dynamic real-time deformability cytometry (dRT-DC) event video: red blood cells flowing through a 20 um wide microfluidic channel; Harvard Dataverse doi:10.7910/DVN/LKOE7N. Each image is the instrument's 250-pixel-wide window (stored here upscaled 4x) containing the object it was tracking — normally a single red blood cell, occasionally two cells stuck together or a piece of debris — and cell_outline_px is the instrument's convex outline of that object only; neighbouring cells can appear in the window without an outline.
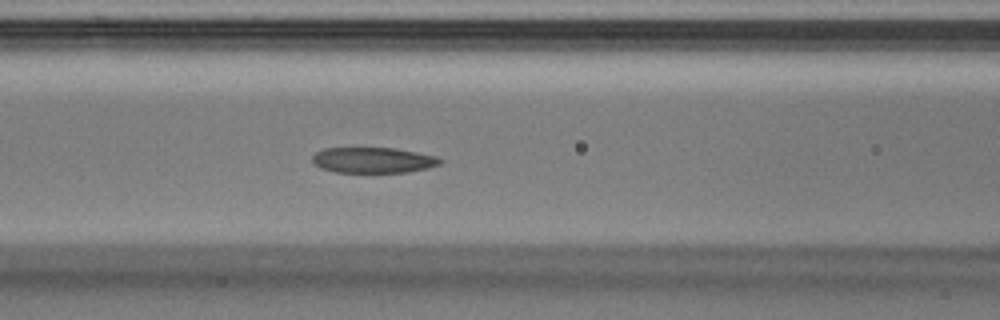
{"species": "Egyptian fruit bat (a non-hibernating species)", "species_latin": "Rousettus aegyptiacus", "temperature_condition": "warm", "stored_images_in_passage": 31, "camera_frame_rate_fps": 3000, "um_per_image_px": 0.085, "animal": {"sex": "male"}, "frame": {"image": 1, "passage_image": 7, "time_ms": 2.0, "image_size_px": [1000, 320], "cell_outline_px": [[444, 160], [440, 164], [428, 168], [408, 172], [336, 172], [320, 168], [312, 160], [312, 156], [316, 152], [324, 148], [396, 148], [436, 156]], "centroid_in_image_um": [31.73, 13.61], "position_along_channel_um": 134.9, "area_um2": 19.07}}
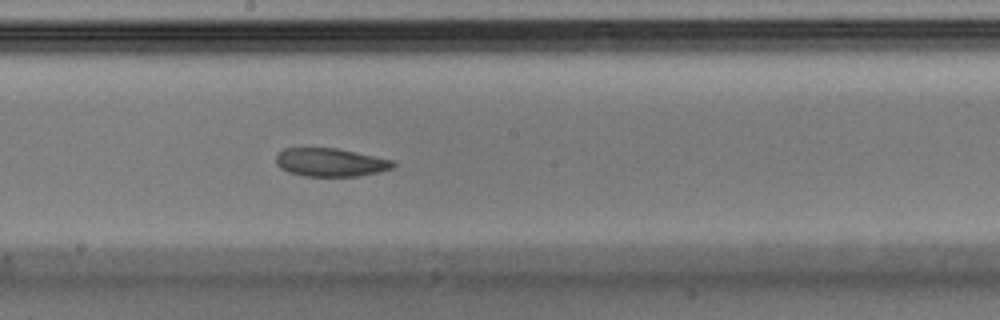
{"frame": {"image": 2, "passage_image": 12, "time_ms": 3.667, "image_size_px": [1000, 320], "cell_outline_px": [[396, 164], [392, 168], [380, 172], [360, 176], [304, 176], [288, 172], [280, 168], [276, 164], [276, 152], [284, 148], [336, 148], [396, 160]], "centroid_in_image_um": [28.1, 13.8], "position_along_channel_um": 220.1, "area_um2": 19.59}}
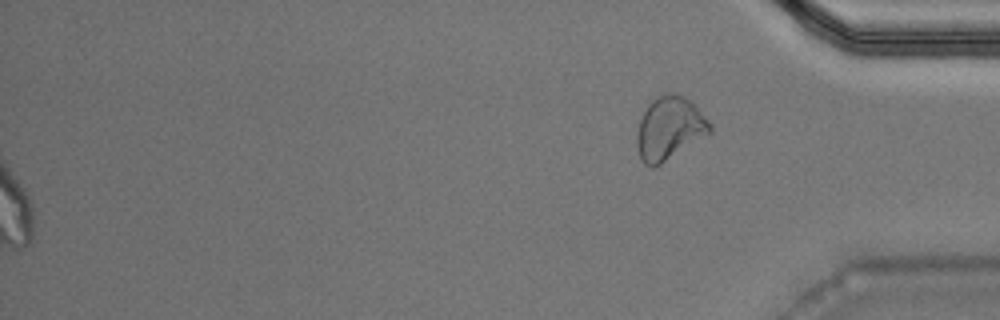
{"frame": {"image": 3, "passage_image": 31, "time_ms": 10.0, "image_size_px": [1000, 320], "cell_outline_px": [[712, 132], [660, 164], [652, 168], [644, 164], [640, 160], [636, 144], [636, 132], [640, 120], [648, 104], [656, 96], [672, 92], [676, 92], [688, 100], [712, 124]], "centroid_in_image_um": [56.87, 10.92], "position_along_channel_um": 378.3, "area_um2": 26.7}}